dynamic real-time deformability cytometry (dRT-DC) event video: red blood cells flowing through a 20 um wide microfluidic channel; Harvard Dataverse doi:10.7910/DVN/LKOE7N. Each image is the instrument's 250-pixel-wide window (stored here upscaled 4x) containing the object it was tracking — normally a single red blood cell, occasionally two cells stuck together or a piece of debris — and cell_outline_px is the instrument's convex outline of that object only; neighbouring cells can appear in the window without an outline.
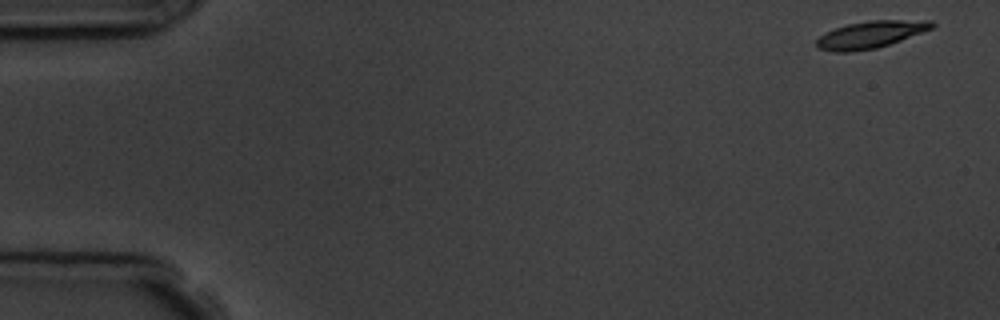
{"species": "common noctule bat (a hibernating species)", "species_latin": "Nyctalus noctula", "temperature_condition": "room temperature", "stored_images_in_passage": 5, "camera_frame_rate_fps": 3000, "um_per_image_px": 0.085, "animal": {"sex": "male", "body_mass_g": 19.5, "forearm_length_mm": 54.6}, "frame": {"image": 1, "passage_image": 1, "time_ms": 0.0, "image_size_px": [1000, 320], "cell_outline_px": [[936, 24], [932, 28], [900, 40], [876, 48], [848, 52], [836, 52], [820, 48], [816, 44], [816, 40], [820, 36], [836, 28], [848, 24], [868, 20], [932, 20]], "centroid_in_image_um": [74.02, 2.92], "position_along_channel_um": 11.0, "area_um2": 17.86}}
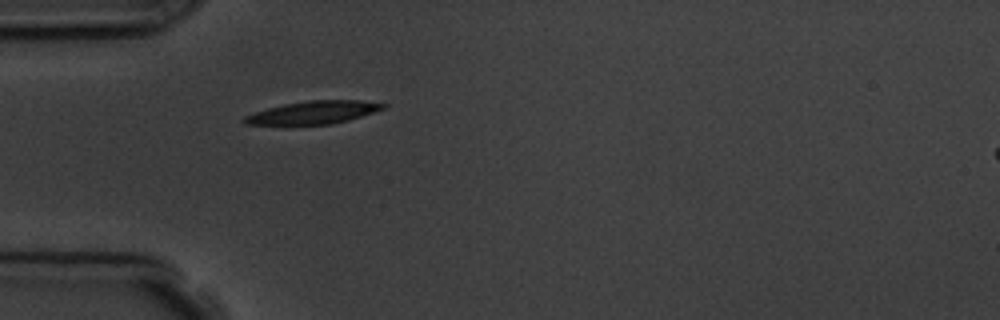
{"frame": {"image": 2, "passage_image": 5, "time_ms": 4.667, "image_size_px": [1000, 320], "cell_outline_px": [[388, 104], [384, 108], [348, 120], [332, 124], [244, 124], [240, 120], [244, 116], [268, 108], [284, 104], [308, 100], [360, 100]], "centroid_in_image_um": [26.62, 9.55], "position_along_channel_um": 58.4, "area_um2": 18.21}}